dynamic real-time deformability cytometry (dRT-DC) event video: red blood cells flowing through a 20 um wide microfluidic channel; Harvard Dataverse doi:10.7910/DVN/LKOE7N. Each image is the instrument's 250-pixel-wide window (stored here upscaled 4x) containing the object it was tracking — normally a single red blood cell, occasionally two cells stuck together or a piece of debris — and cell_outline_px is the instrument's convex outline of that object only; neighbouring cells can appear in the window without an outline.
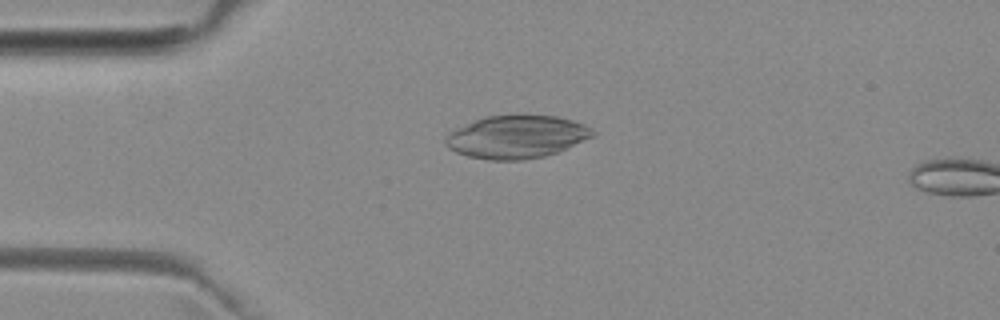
{"species": "common noctule bat (a hibernating species)", "species_latin": "Nyctalus noctula", "temperature_condition": "room temperature", "stored_images_in_passage": 4, "camera_frame_rate_fps": 3000, "um_per_image_px": 0.085, "animal": {"sex": "female", "body_mass_g": 29.2, "forearm_length_mm": 56.3}, "frame": {"image": 1, "passage_image": 3, "time_ms": 2.667, "image_size_px": [1000, 320], "cell_outline_px": [[596, 136], [556, 152], [544, 156], [524, 160], [488, 160], [468, 156], [456, 152], [448, 148], [444, 144], [444, 140], [456, 128], [476, 120], [488, 116], [556, 116], [572, 120], [584, 124], [592, 128], [596, 132]], "centroid_in_image_um": [43.94, 11.65], "position_along_channel_um": 41.1, "area_um2": 36.47}}